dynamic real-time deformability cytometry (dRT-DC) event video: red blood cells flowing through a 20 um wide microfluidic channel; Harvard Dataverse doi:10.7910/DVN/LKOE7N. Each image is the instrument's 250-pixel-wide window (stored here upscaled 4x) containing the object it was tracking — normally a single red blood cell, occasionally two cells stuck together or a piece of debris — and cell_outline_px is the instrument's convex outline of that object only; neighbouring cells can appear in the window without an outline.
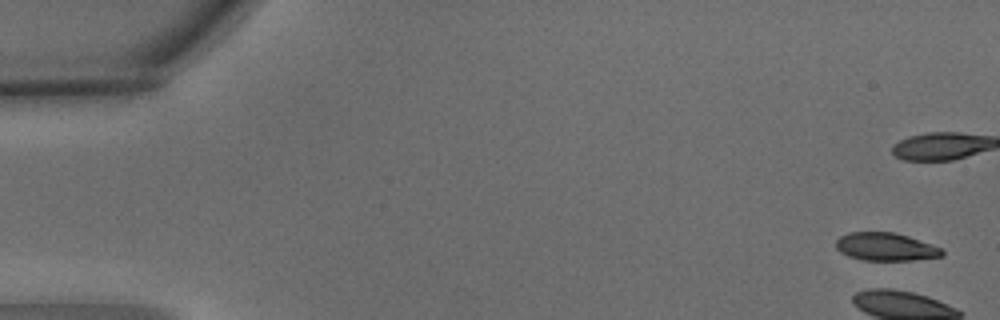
{"species": "common noctule bat (a hibernating species)", "species_latin": "Nyctalus noctula", "temperature_condition": "warm", "stored_images_in_passage": 5, "camera_frame_rate_fps": 3000, "um_per_image_px": 0.085, "animal": {"sex": "male", "body_mass_g": 15.6}, "frame": {"image": 1, "passage_image": 1, "time_ms": 0.0, "image_size_px": [1000, 320], "cell_outline_px": [[944, 256], [912, 260], [860, 260], [848, 256], [840, 252], [836, 248], [836, 240], [840, 236], [848, 232], [892, 232], [908, 236], [940, 248], [944, 252]], "centroid_in_image_um": [75.24, 20.98], "position_along_channel_um": 9.8, "area_um2": 17.22}}